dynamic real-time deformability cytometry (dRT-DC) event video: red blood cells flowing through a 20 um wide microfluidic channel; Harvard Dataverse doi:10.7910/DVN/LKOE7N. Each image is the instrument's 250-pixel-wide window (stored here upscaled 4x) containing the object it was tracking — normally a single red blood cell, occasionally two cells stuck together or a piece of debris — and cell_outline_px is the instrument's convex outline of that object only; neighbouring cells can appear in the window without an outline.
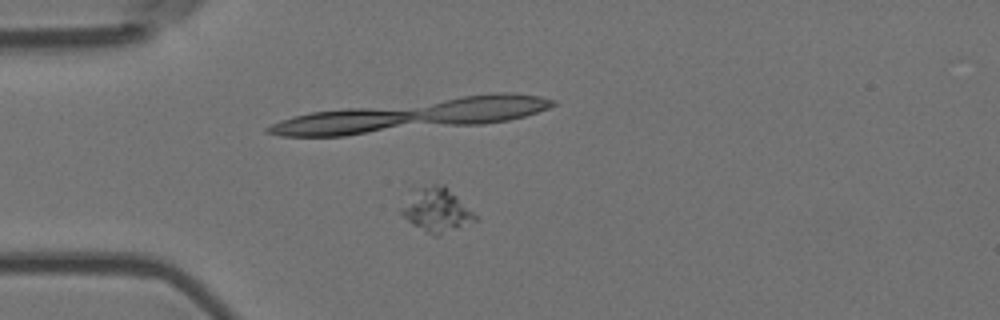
{"species": "Egyptian fruit bat (a non-hibernating species)", "species_latin": "Rousettus aegyptiacus", "temperature_condition": "room temperature", "stored_images_in_passage": 34, "camera_frame_rate_fps": 3000, "um_per_image_px": 0.085, "animal": {"sex": "female"}, "frame": {"image": 1, "passage_image": 10, "time_ms": 3.0, "image_size_px": [1000, 320], "cell_outline_px": [[480, 220], [436, 236], [432, 236], [412, 224], [400, 212], [400, 208], [420, 188], [432, 184], [444, 184]], "centroid_in_image_um": [37.14, 17.89], "position_along_channel_um": 47.9, "area_um2": 18.21}}